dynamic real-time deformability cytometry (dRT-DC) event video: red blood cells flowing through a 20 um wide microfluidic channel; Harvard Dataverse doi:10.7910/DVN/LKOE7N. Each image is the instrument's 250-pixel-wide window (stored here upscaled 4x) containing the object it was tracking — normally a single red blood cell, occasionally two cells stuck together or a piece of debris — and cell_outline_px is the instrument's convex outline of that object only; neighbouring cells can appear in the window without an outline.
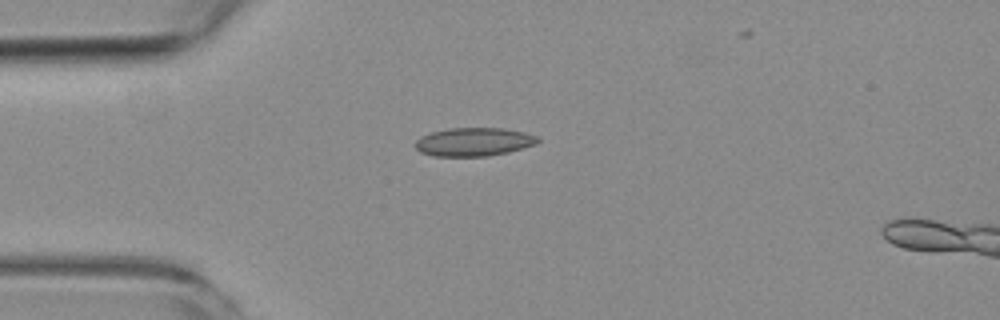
{"species": "common noctule bat (a hibernating species)", "species_latin": "Nyctalus noctula", "temperature_condition": "room temperature", "stored_images_in_passage": 4, "camera_frame_rate_fps": 3000, "um_per_image_px": 0.085, "animal": {"sex": "female", "body_mass_g": 19.3, "forearm_length_mm": 54.1}, "frame": {"image": 1, "passage_image": 1, "time_ms": 0.0, "image_size_px": [1000, 320], "cell_outline_px": [[540, 140], [536, 144], [508, 152], [488, 156], [432, 156], [420, 152], [416, 148], [416, 140], [420, 136], [432, 132], [448, 128], [504, 128], [524, 132], [540, 136]], "centroid_in_image_um": [40.29, 12.05], "position_along_channel_um": 44.7, "area_um2": 20.4}}
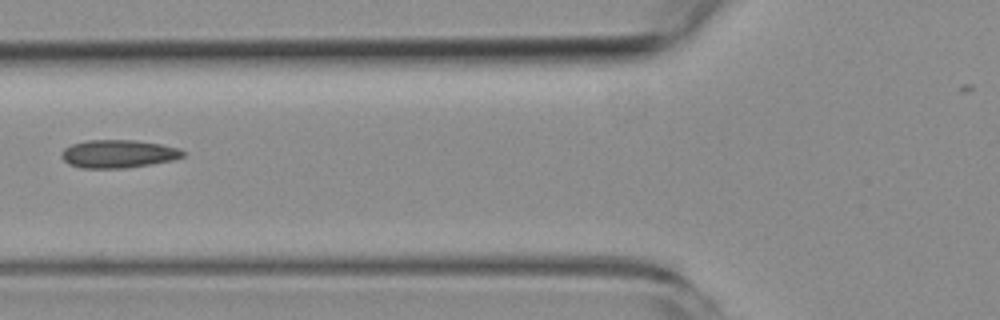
{"frame": {"image": 2, "passage_image": 3, "time_ms": 2.333, "image_size_px": [1000, 320], "cell_outline_px": [[184, 156], [172, 160], [152, 164], [124, 168], [80, 168], [68, 164], [60, 156], [60, 152], [64, 148], [72, 144], [88, 140], [136, 140], [160, 144], [180, 148], [184, 152]], "centroid_in_image_um": [10.03, 13.08], "position_along_channel_um": 115.8, "area_um2": 19.94}}
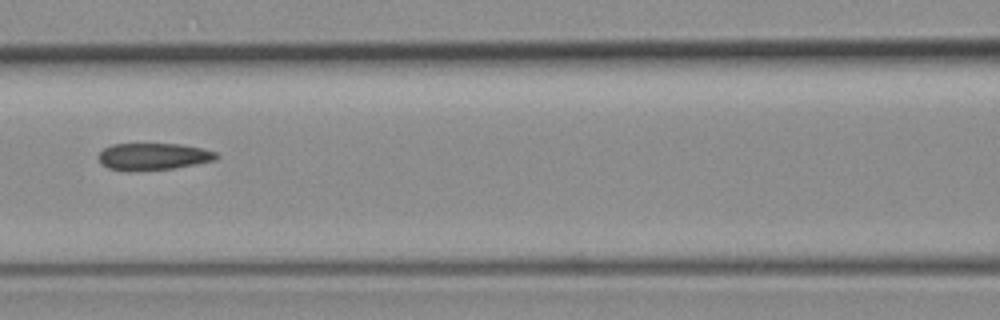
{"frame": {"image": 3, "passage_image": 4, "time_ms": 3.333, "image_size_px": [1000, 320], "cell_outline_px": [[220, 156], [216, 160], [196, 164], [172, 168], [128, 172], [108, 168], [96, 156], [104, 148], [112, 144], [180, 144], [204, 148], [216, 152]], "centroid_in_image_um": [13.04, 13.3], "position_along_channel_um": 153.6, "area_um2": 18.67}}